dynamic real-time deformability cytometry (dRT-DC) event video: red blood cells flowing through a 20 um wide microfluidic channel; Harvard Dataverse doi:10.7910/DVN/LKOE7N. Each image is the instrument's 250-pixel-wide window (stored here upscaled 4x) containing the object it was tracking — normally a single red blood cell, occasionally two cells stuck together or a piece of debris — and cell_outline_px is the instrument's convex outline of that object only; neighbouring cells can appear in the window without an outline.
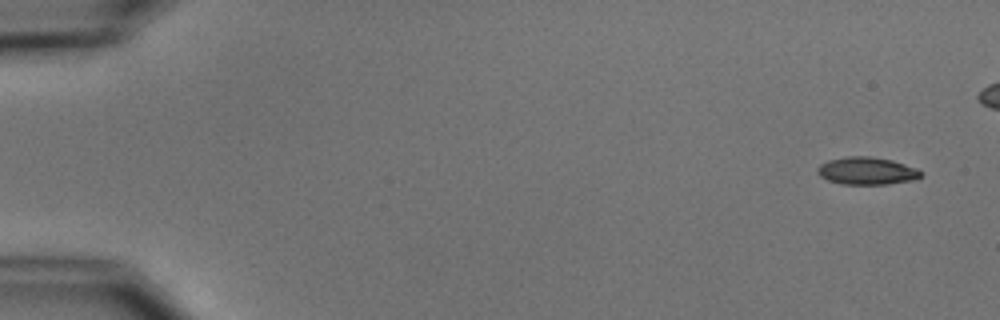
{"species": "common noctule bat (a hibernating species)", "species_latin": "Nyctalus noctula", "temperature_condition": "cold", "stored_images_in_passage": 6, "camera_frame_rate_fps": 3000, "um_per_image_px": 0.085, "animal": {"sex": "male", "body_mass_g": 15.6}, "frame": {"image": 1, "passage_image": 1, "time_ms": 0.0, "image_size_px": [1000, 320], "cell_outline_px": [[924, 176], [916, 180], [888, 184], [840, 184], [828, 180], [820, 176], [816, 172], [816, 168], [820, 164], [828, 160], [848, 156], [868, 156], [892, 160], [916, 168], [924, 172]], "centroid_in_image_um": [73.7, 14.53], "position_along_channel_um": 11.3, "area_um2": 16.82}}